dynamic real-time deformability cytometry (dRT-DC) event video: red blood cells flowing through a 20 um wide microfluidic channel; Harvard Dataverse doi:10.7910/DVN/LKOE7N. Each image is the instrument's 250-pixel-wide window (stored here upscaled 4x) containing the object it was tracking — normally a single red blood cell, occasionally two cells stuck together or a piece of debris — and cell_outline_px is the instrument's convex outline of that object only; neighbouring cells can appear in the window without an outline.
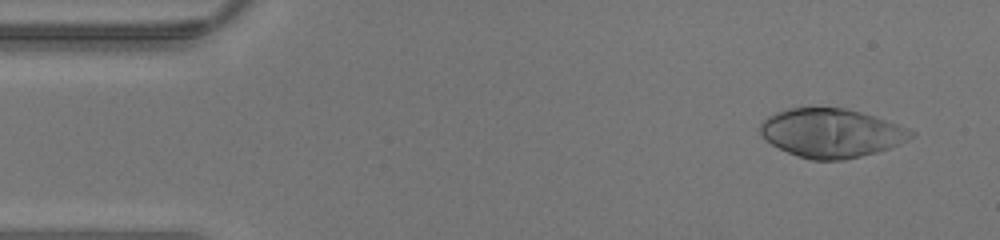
{"species": "human", "species_latin": "Homo sapiens", "temperature_condition": "warm", "stored_images_in_passage": 42, "camera_frame_rate_fps": 3000, "um_per_image_px": 0.085, "donor": {"sex": "male"}, "frame": {"image": 1, "passage_image": 3, "time_ms": 0.667, "image_size_px": [1000, 240], "cell_outline_px": [[916, 132], [912, 136], [900, 144], [876, 152], [844, 160], [812, 160], [788, 152], [772, 144], [760, 132], [760, 124], [768, 116], [776, 112], [788, 108], [844, 108], [860, 112], [908, 128]], "centroid_in_image_um": [70.66, 11.31], "position_along_channel_um": 14.3, "area_um2": 42.25}}
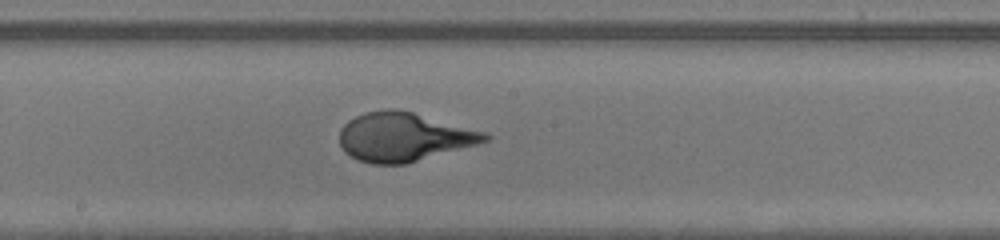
{"frame": {"image": 2, "passage_image": 22, "time_ms": 7.0, "image_size_px": [1000, 240], "cell_outline_px": [[492, 136], [488, 140], [476, 144], [404, 164], [372, 164], [360, 160], [344, 152], [340, 144], [340, 128], [348, 120], [364, 112], [388, 108], [396, 108], [412, 112], [488, 132]], "centroid_in_image_um": [34.31, 11.62], "position_along_channel_um": 213.9, "area_um2": 41.21}}
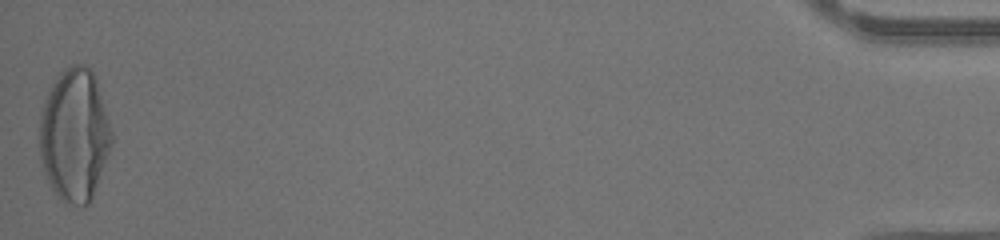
{"frame": {"image": 3, "passage_image": 42, "time_ms": 13.667, "image_size_px": [1000, 240], "cell_outline_px": [[112, 144], [92, 196], [88, 204], [84, 208], [80, 208], [64, 204], [56, 196], [48, 180], [40, 156], [40, 116], [44, 100], [52, 84], [60, 72], [72, 64], [88, 64], [96, 76], [112, 132]], "centroid_in_image_um": [6.34, 11.48], "position_along_channel_um": 428.9, "area_um2": 55.95}}